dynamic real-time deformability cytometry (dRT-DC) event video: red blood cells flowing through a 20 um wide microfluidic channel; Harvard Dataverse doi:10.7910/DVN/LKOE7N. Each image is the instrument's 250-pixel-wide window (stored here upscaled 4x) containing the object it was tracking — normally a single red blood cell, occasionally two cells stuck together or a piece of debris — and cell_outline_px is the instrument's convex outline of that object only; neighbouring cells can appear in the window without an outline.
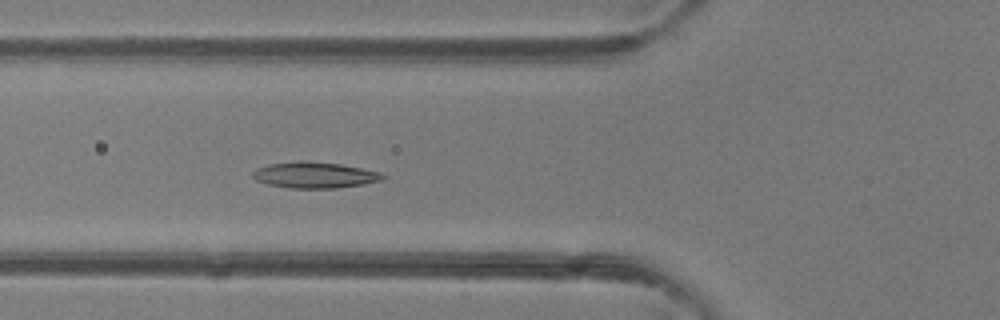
{"species": "common noctule bat (a hibernating species)", "species_latin": "Nyctalus noctula", "temperature_condition": "room temperature", "stored_images_in_passage": 47, "camera_frame_rate_fps": 3000, "um_per_image_px": 0.085, "animal": {"sex": "female"}, "frame": {"image": 1, "passage_image": 17, "time_ms": 5.333, "image_size_px": [1000, 320], "cell_outline_px": [[388, 176], [380, 180], [364, 184], [336, 188], [288, 188], [268, 184], [256, 180], [252, 176], [252, 172], [256, 168], [268, 164], [300, 160], [308, 160], [340, 164], [380, 172]], "centroid_in_image_um": [26.72, 14.87], "position_along_channel_um": 99.1, "area_um2": 19.88}}
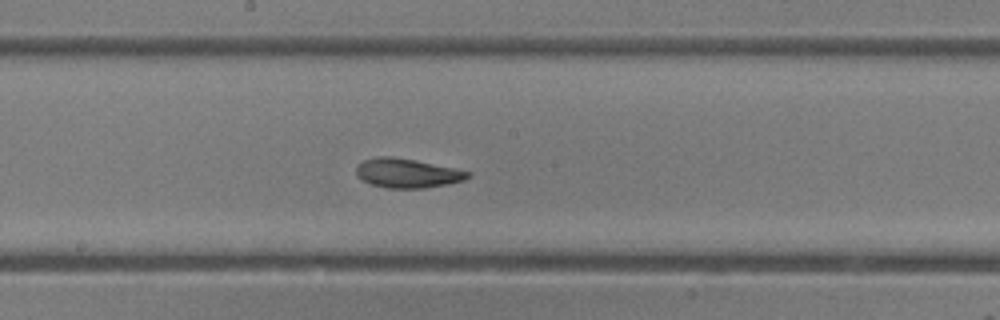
{"frame": {"image": 2, "passage_image": 25, "time_ms": 8.0, "image_size_px": [1000, 320], "cell_outline_px": [[472, 176], [464, 180], [448, 184], [424, 188], [388, 188], [372, 184], [356, 176], [356, 164], [364, 160], [376, 156], [392, 156], [416, 160], [472, 172]], "centroid_in_image_um": [34.62, 14.71], "position_along_channel_um": 213.6, "area_um2": 19.13}}
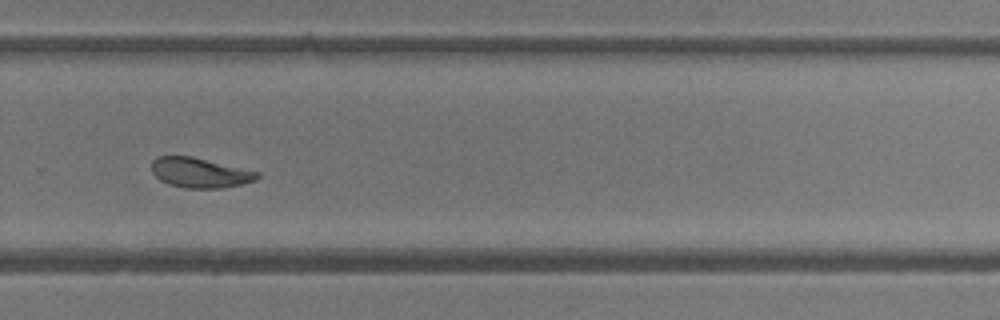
{"frame": {"image": 3, "passage_image": 32, "time_ms": 10.333, "image_size_px": [1000, 320], "cell_outline_px": [[260, 176], [256, 180], [240, 184], [220, 188], [184, 188], [168, 184], [160, 180], [152, 172], [152, 160], [156, 156], [192, 156], [260, 172]], "centroid_in_image_um": [16.98, 14.67], "position_along_channel_um": 312.8, "area_um2": 18.44}, "authors_computed_cell_mechanics": {"area_um2": 20.1722, "velocity_mm_per_s": 4.2705, "shape_relaxation_time_tau1_ms": 3.1865, "shape_relaxation_time_tau2_ms": 1.751, "deformation_change_tau1": 0.1295, "deformation_change_tau2": 0.0771}}